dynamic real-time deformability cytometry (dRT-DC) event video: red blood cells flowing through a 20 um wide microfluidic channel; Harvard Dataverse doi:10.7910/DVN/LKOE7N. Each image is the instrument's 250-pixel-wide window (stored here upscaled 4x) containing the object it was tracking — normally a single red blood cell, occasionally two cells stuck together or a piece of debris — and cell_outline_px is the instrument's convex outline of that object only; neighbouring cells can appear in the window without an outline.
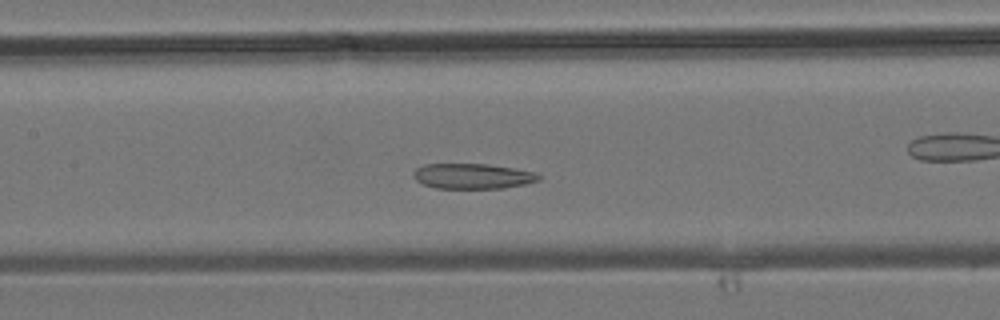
{"species": "common noctule bat (a hibernating species)", "species_latin": "Nyctalus noctula", "temperature_condition": "room temperature", "stored_images_in_passage": 37, "camera_frame_rate_fps": 3000, "um_per_image_px": 0.085, "animal": {"sex": "male", "body_mass_g": 19.2, "forearm_length_mm": 51.8}, "frame": {"image": 1, "passage_image": 14, "time_ms": 4.333, "image_size_px": [1000, 320], "cell_outline_px": [[540, 180], [524, 184], [504, 188], [436, 188], [424, 184], [416, 180], [412, 176], [412, 172], [416, 168], [424, 164], [488, 164], [516, 168], [536, 172], [540, 176]], "centroid_in_image_um": [40.17, 14.96], "position_along_channel_um": 167.2, "area_um2": 18.55}}
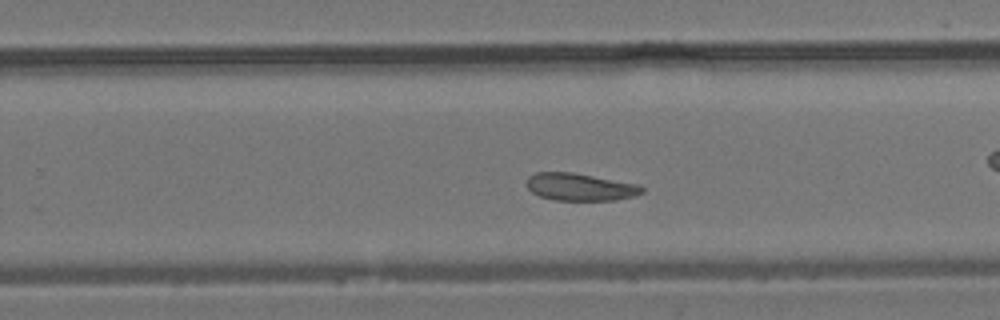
{"frame": {"image": 2, "passage_image": 21, "time_ms": 6.667, "image_size_px": [1000, 320], "cell_outline_px": [[644, 192], [632, 196], [616, 200], [556, 200], [540, 196], [532, 192], [528, 188], [528, 176], [536, 172], [572, 172], [640, 184], [644, 188]], "centroid_in_image_um": [49.34, 15.88], "position_along_channel_um": 280.5, "area_um2": 18.38}}
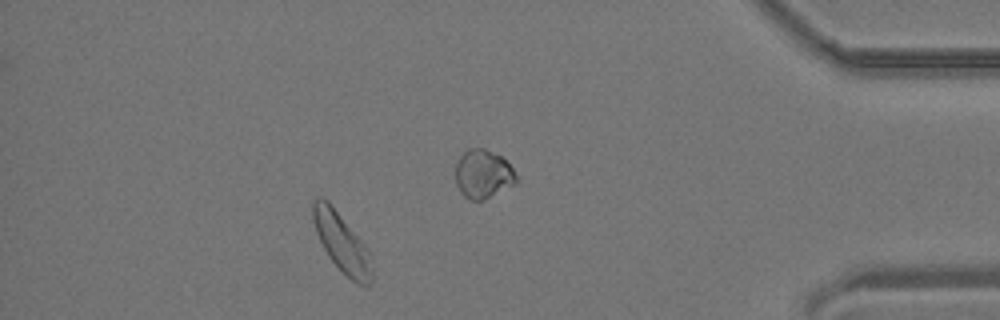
{"frame": {"image": 3, "passage_image": 32, "time_ms": 10.333, "image_size_px": [1000, 320], "cell_outline_px": [[372, 284], [368, 288], [364, 288], [352, 280], [328, 256], [316, 232], [312, 220], [312, 200], [320, 196], [328, 200], [364, 244], [368, 252], [372, 272]], "centroid_in_image_um": [29.03, 20.62], "position_along_channel_um": 406.2, "area_um2": 20.0}}